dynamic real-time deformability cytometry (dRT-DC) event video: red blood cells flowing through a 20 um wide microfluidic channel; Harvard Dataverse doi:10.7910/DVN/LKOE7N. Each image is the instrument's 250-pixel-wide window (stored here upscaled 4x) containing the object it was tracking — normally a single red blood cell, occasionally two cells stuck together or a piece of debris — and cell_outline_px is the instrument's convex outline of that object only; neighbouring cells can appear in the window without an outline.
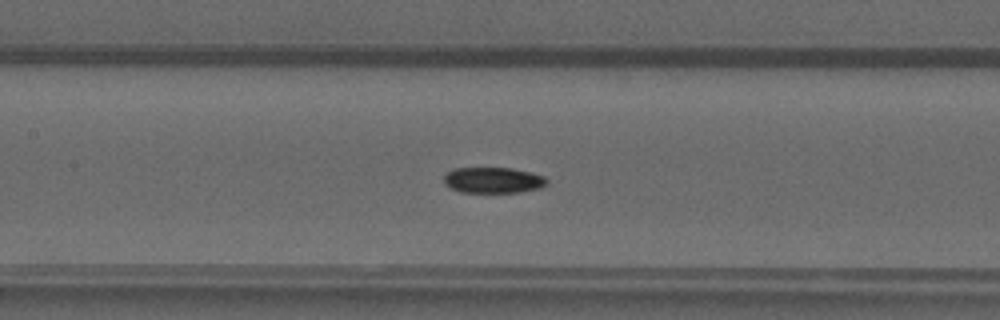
{"species": "common noctule bat (a hibernating species)", "species_latin": "Nyctalus noctula", "temperature_condition": "warm", "stored_images_in_passage": 43, "segment_of_instrument_passage": [1, 2], "camera_frame_rate_fps": 3000, "um_per_image_px": 0.085, "animal": {"sex": "male", "forearm_length_mm": 52.5}, "frame": {"image": 1, "passage_image": 16, "time_ms": 5.0, "image_size_px": [1000, 320], "cell_outline_px": [[548, 184], [540, 188], [520, 192], [460, 192], [448, 188], [444, 184], [444, 172], [452, 168], [512, 168], [532, 172], [544, 176], [548, 180]], "centroid_in_image_um": [41.89, 15.31], "position_along_channel_um": 165.5, "area_um2": 15.84}}
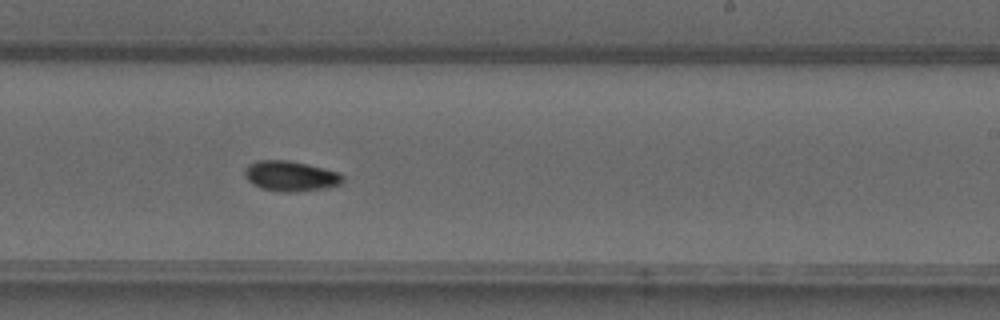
{"frame": {"image": 2, "passage_image": 23, "time_ms": 7.333, "image_size_px": [1000, 320], "cell_outline_px": [[344, 180], [340, 184], [328, 188], [296, 192], [276, 192], [260, 188], [252, 184], [244, 176], [244, 168], [248, 164], [256, 160], [288, 160], [308, 164], [340, 172], [344, 176]], "centroid_in_image_um": [24.69, 14.97], "position_along_channel_um": 264.3, "area_um2": 17.74}}
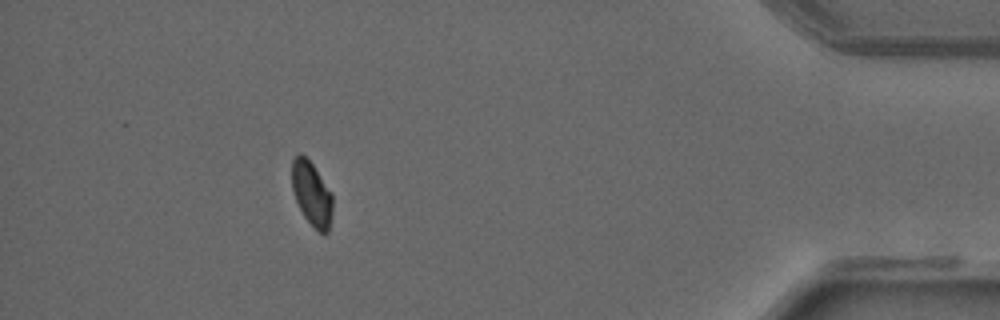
{"frame": {"image": 3, "passage_image": 37, "time_ms": 12.0, "image_size_px": [1000, 320], "cell_outline_px": [[332, 212], [328, 232], [324, 236], [304, 216], [296, 200], [292, 188], [292, 160], [300, 152], [312, 164], [332, 192]], "centroid_in_image_um": [26.51, 16.47], "position_along_channel_um": 408.7, "area_um2": 15.03}}